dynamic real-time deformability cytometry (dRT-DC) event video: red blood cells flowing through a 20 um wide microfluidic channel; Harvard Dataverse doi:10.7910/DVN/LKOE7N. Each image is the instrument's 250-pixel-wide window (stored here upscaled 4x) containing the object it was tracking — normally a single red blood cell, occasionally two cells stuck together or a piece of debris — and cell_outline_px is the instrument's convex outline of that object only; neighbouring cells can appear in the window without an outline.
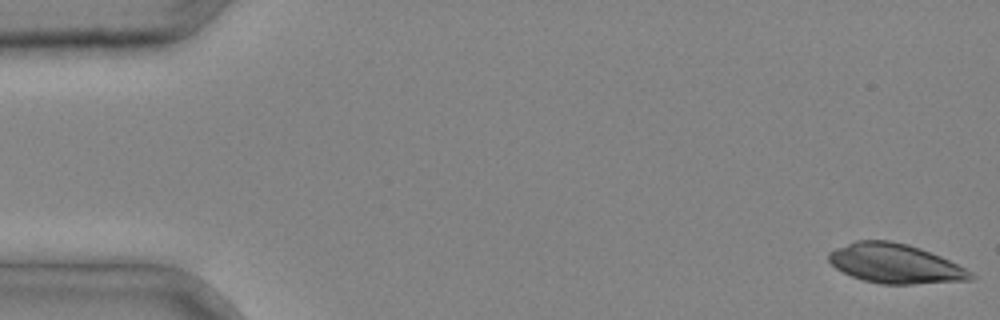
{"species": "common noctule bat (a hibernating species)", "species_latin": "Nyctalus noctula", "temperature_condition": "cold", "stored_images_in_passage": 37, "camera_frame_rate_fps": 3000, "um_per_image_px": 0.085, "animal": {"sex": "male", "body_mass_g": 20.4}, "frame": {"image": 1, "passage_image": 1, "time_ms": 0.0, "image_size_px": [1000, 320], "cell_outline_px": [[976, 276], [972, 280], [912, 284], [880, 284], [864, 280], [852, 276], [836, 268], [828, 260], [828, 252], [836, 248], [856, 240], [888, 240], [908, 244], [920, 248], [940, 256], [972, 272]], "centroid_in_image_um": [76.08, 22.4], "position_along_channel_um": 8.9, "area_um2": 32.48}}